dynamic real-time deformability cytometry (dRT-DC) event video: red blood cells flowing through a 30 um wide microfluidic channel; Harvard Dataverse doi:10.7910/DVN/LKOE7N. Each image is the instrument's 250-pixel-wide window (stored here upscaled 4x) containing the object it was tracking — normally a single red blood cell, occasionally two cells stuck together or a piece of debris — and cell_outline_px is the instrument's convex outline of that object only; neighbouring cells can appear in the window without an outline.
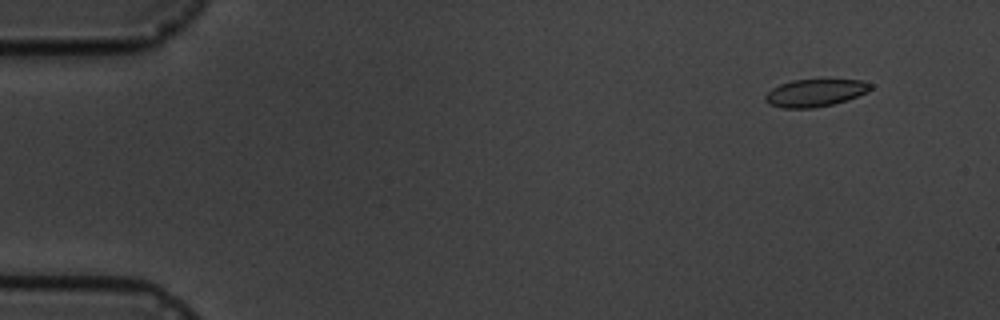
{"species": "common noctule bat (a hibernating species)", "species_latin": "Nyctalus noctula", "temperature_condition": "cold", "stored_images_in_passage": 10, "camera_frame_rate_fps": 3000, "um_per_image_px": 0.085, "animal": {"sex": "male", "body_mass_g": 19.5, "forearm_length_mm": 54.6}, "frame": {"image": 1, "passage_image": 1, "time_ms": 0.0, "image_size_px": [1000, 320], "cell_outline_px": [[872, 88], [868, 92], [832, 104], [816, 108], [784, 108], [768, 104], [764, 100], [764, 96], [772, 88], [780, 84], [792, 80], [860, 80], [872, 84]], "centroid_in_image_um": [69.25, 7.9], "position_along_channel_um": 15.8, "area_um2": 16.7}}
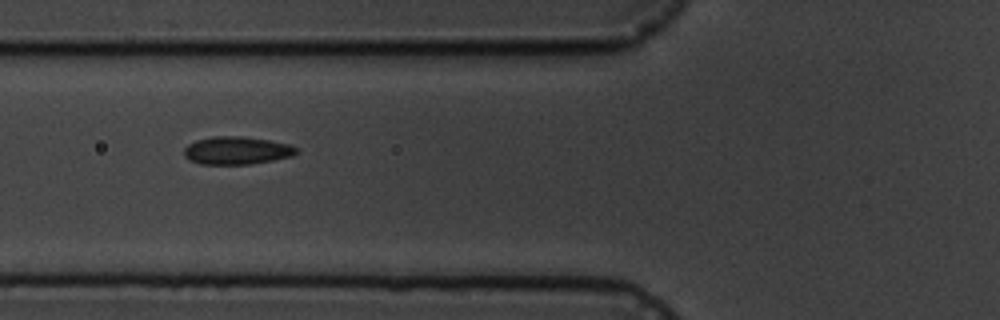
{"frame": {"image": 2, "passage_image": 6, "time_ms": 5.667, "image_size_px": [1000, 320], "cell_outline_px": [[300, 152], [292, 156], [272, 160], [248, 164], [200, 164], [188, 160], [184, 156], [184, 148], [188, 144], [196, 140], [212, 136], [240, 136], [268, 140], [288, 144], [300, 148]], "centroid_in_image_um": [20.12, 12.79], "position_along_channel_um": 105.7, "area_um2": 18.32}}
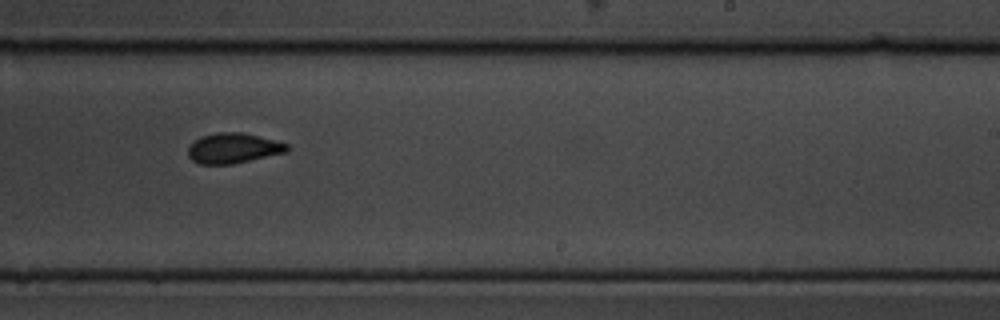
{"frame": {"image": 3, "passage_image": 10, "time_ms": 10.333, "image_size_px": [1000, 320], "cell_outline_px": [[288, 152], [232, 164], [200, 164], [192, 160], [188, 156], [188, 148], [200, 136], [216, 132], [244, 132], [288, 144]], "centroid_in_image_um": [19.82, 12.59], "position_along_channel_um": 269.2, "area_um2": 17.4}}